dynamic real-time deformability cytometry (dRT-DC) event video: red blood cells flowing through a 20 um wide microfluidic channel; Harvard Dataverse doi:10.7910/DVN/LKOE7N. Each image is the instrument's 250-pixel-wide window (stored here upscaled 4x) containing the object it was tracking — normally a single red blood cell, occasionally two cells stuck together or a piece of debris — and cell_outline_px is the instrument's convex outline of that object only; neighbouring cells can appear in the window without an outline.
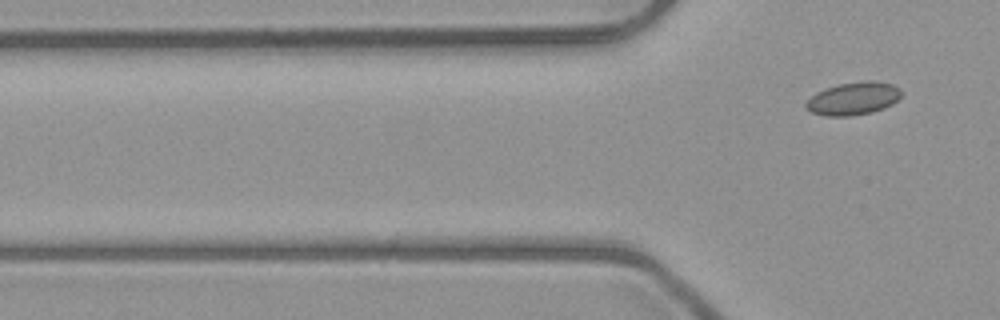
{"species": "common noctule bat (a hibernating species)", "species_latin": "Nyctalus noctula", "temperature_condition": "room temperature", "stored_images_in_passage": 5, "camera_frame_rate_fps": 3000, "um_per_image_px": 0.085, "animal": {"sex": "male", "body_mass_g": 23.1, "forearm_length_mm": 52.7}, "frame": {"image": 1, "passage_image": 5, "time_ms": 5.667, "image_size_px": [1000, 320], "cell_outline_px": [[904, 92], [892, 104], [884, 108], [872, 112], [848, 116], [824, 116], [812, 112], [804, 108], [804, 104], [816, 92], [824, 88], [840, 84], [864, 80], [876, 80], [892, 84], [900, 88]], "centroid_in_image_um": [72.54, 8.36], "position_along_channel_um": 53.3, "area_um2": 18.44}}